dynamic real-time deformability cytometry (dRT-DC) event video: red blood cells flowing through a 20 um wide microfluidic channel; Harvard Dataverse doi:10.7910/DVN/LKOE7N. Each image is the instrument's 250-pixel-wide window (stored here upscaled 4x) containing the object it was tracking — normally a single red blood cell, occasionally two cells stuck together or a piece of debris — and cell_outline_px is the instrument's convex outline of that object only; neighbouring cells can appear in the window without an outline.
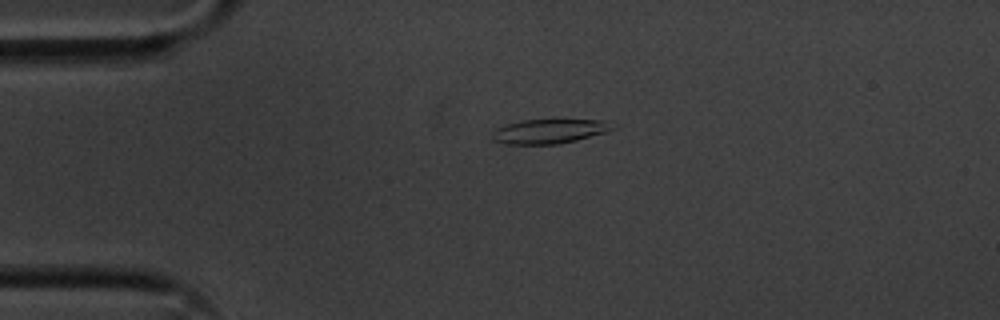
{"species": "common noctule bat (a hibernating species)", "species_latin": "Nyctalus noctula", "temperature_condition": "cold", "stored_images_in_passage": 5, "camera_frame_rate_fps": 3000, "um_per_image_px": 0.085, "animal": {"sex": "male", "body_mass_g": 20.1, "forearm_length_mm": 53.5}, "frame": {"image": 1, "passage_image": 3, "time_ms": 0.667, "image_size_px": [1000, 320], "cell_outline_px": [[620, 124], [616, 128], [608, 132], [576, 140], [556, 144], [508, 144], [492, 140], [492, 132], [496, 128], [508, 124], [524, 120], [552, 116], [556, 116], [608, 120]], "centroid_in_image_um": [46.86, 11.08], "position_along_channel_um": 38.1, "area_um2": 18.55}}
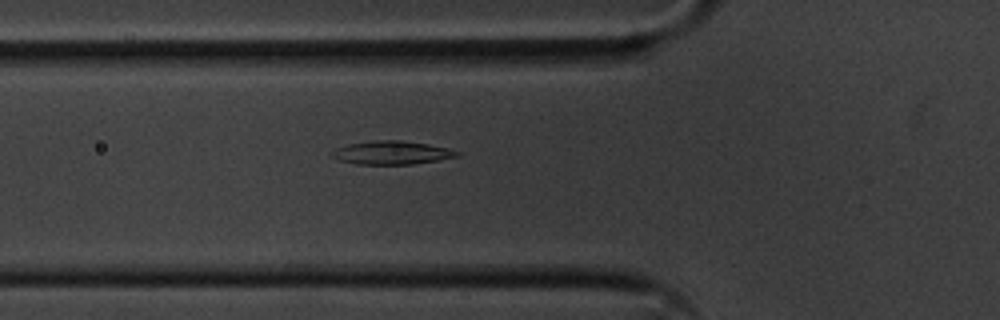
{"frame": {"image": 2, "passage_image": 5, "time_ms": 1.333, "image_size_px": [1000, 320], "cell_outline_px": [[460, 156], [412, 164], [356, 164], [340, 160], [332, 156], [328, 152], [336, 148], [348, 144], [372, 140], [400, 140], [428, 144], [448, 148], [460, 152]], "centroid_in_image_um": [33.27, 12.97], "position_along_channel_um": 92.5, "area_um2": 17.05}}